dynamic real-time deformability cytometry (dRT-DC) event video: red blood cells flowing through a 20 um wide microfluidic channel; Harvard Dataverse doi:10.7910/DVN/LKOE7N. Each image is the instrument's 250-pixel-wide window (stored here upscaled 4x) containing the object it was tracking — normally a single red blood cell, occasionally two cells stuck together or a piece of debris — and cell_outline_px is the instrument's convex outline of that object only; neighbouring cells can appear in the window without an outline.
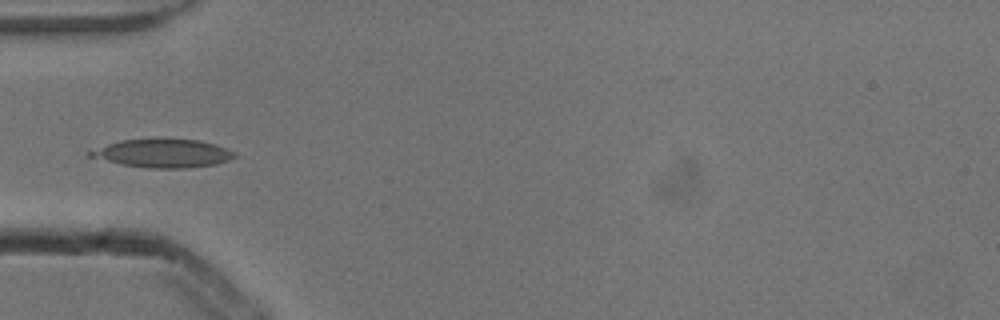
{"species": "common noctule bat (a hibernating species)", "species_latin": "Nyctalus noctula", "temperature_condition": "cold", "stored_images_in_passage": 5, "camera_frame_rate_fps": 3000, "um_per_image_px": 0.085, "animal": {"sex": "male", "body_mass_g": 13.3}, "frame": {"image": 1, "passage_image": 4, "time_ms": 1.0, "image_size_px": [1000, 320], "cell_outline_px": [[236, 156], [228, 160], [216, 164], [184, 168], [148, 168], [120, 164], [88, 156], [88, 152], [108, 144], [120, 140], [200, 140], [216, 144], [236, 152]], "centroid_in_image_um": [13.88, 13.05], "position_along_channel_um": 71.1, "area_um2": 23.41}}
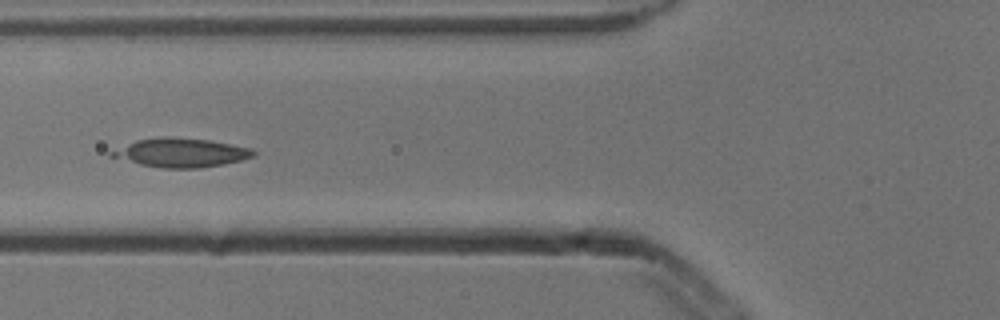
{"frame": {"image": 2, "passage_image": 5, "time_ms": 1.333, "image_size_px": [1000, 320], "cell_outline_px": [[256, 156], [224, 164], [200, 168], [164, 168], [140, 164], [108, 156], [108, 152], [136, 140], [160, 136], [168, 136], [208, 140], [252, 148], [256, 152]], "centroid_in_image_um": [15.37, 12.97], "position_along_channel_um": 110.4, "area_um2": 23.93}}